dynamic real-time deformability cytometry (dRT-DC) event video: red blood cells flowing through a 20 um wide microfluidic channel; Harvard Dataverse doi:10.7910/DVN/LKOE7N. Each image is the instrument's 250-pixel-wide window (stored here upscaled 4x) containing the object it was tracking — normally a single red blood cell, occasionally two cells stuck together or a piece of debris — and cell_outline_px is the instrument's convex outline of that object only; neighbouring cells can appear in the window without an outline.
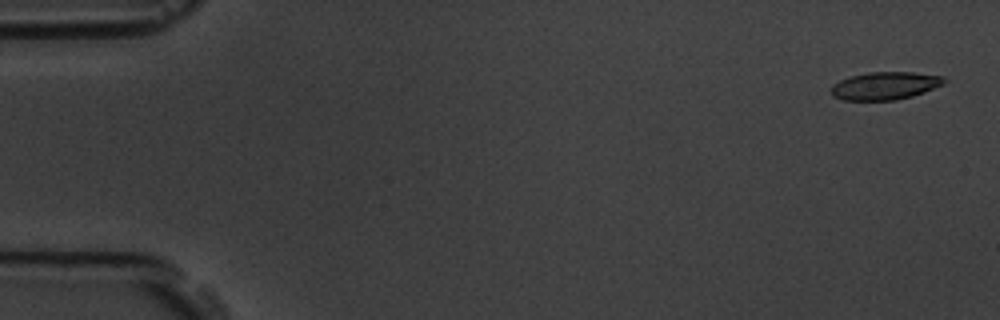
{"species": "common noctule bat (a hibernating species)", "species_latin": "Nyctalus noctula", "temperature_condition": "room temperature", "stored_images_in_passage": 5, "camera_frame_rate_fps": 3000, "um_per_image_px": 0.085, "animal": {"sex": "male", "body_mass_g": 19.5, "forearm_length_mm": 54.6}, "frame": {"image": 1, "passage_image": 1, "time_ms": 0.0, "image_size_px": [1000, 320], "cell_outline_px": [[948, 80], [944, 84], [924, 92], [912, 96], [896, 100], [844, 100], [832, 96], [832, 84], [840, 80], [852, 76], [868, 72], [912, 72], [944, 76]], "centroid_in_image_um": [75.26, 7.29], "position_along_channel_um": 9.7, "area_um2": 18.32}}